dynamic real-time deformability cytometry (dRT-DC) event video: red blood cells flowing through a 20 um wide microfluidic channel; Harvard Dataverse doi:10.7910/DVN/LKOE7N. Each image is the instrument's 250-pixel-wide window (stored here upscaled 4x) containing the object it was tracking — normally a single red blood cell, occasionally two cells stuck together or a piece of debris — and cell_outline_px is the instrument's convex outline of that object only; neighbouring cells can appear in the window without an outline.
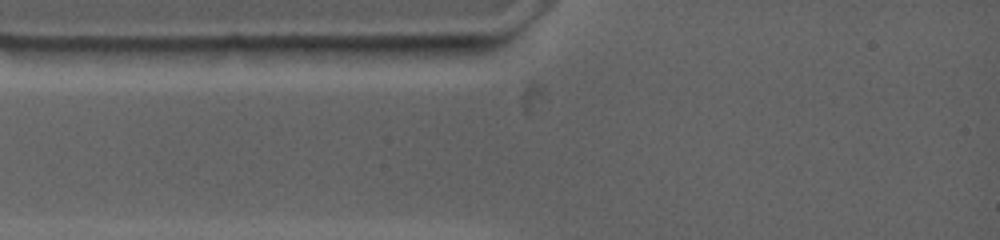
{"species": "common noctule bat (a hibernating species)", "species_latin": "Nyctalus noctula", "temperature_condition": "warm", "stored_images_in_passage": 3, "camera_frame_rate_fps": 4500, "um_per_image_px": 0.085, "animal": {"sex": "female", "body_mass_g": 19.0, "forearm_length_mm": 53.3}, "frame": {"image": 1, "passage_image": 2, "time_ms": 0.222, "image_size_px": [1000, 240], "cell_outline_px": [[436, 48], [428, 56], [312, 56], [300, 48], [368, 44], [432, 44]], "centroid_in_image_um": [31.68, 4.27], "position_along_channel_um": 53.3, "area_um2": 10.17}}